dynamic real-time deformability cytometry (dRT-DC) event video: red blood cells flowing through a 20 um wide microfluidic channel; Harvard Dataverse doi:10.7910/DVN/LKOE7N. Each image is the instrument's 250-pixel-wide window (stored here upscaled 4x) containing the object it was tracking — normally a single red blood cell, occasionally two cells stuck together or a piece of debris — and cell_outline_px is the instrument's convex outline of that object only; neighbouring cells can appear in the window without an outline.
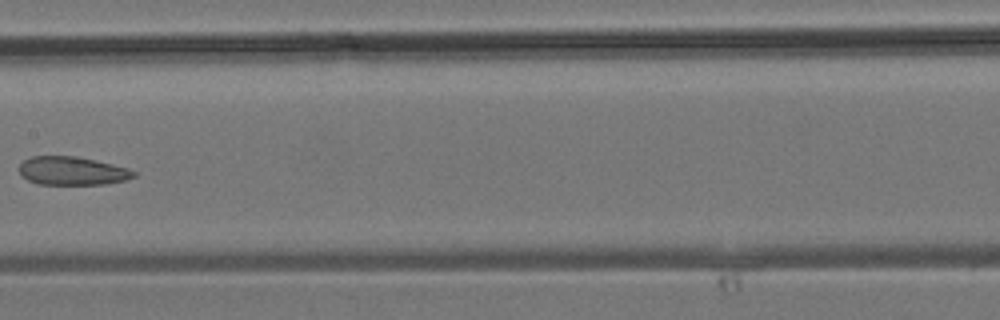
{"species": "common noctule bat (a hibernating species)", "species_latin": "Nyctalus noctula", "temperature_condition": "room temperature", "stored_images_in_passage": 5, "camera_frame_rate_fps": 3000, "um_per_image_px": 0.085, "animal": {"sex": "male", "body_mass_g": 19.2, "forearm_length_mm": 51.8}, "frame": {"image": 1, "passage_image": 5, "time_ms": 1.333, "image_size_px": [1000, 320], "cell_outline_px": [[136, 176], [128, 180], [104, 184], [40, 184], [28, 180], [20, 176], [20, 164], [24, 160], [32, 156], [76, 156], [112, 164], [128, 168], [136, 172]], "centroid_in_image_um": [6.15, 14.53], "position_along_channel_um": 201.2, "area_um2": 18.96}}